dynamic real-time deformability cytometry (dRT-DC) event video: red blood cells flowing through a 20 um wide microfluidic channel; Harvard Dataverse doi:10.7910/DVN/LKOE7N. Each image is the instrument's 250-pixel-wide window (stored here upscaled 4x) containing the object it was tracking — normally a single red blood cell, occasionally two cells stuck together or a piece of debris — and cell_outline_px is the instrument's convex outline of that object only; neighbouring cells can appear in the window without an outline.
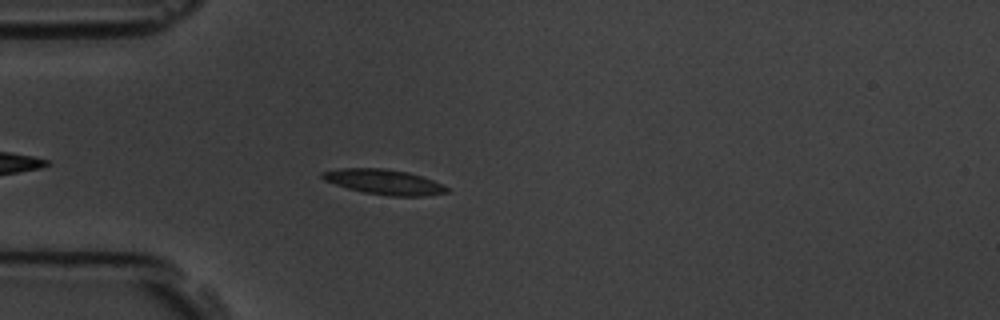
{"species": "common noctule bat (a hibernating species)", "species_latin": "Nyctalus noctula", "temperature_condition": "room temperature", "stored_images_in_passage": 5, "camera_frame_rate_fps": 3000, "um_per_image_px": 0.085, "animal": {"sex": "male", "body_mass_g": 19.5, "forearm_length_mm": 54.6}, "frame": {"image": 1, "passage_image": 5, "time_ms": 5.0, "image_size_px": [1000, 320], "cell_outline_px": [[448, 192], [428, 196], [388, 196], [364, 192], [348, 188], [324, 180], [320, 176], [320, 172], [340, 168], [388, 168], [408, 172], [432, 180], [448, 188]], "centroid_in_image_um": [32.62, 15.46], "position_along_channel_um": 52.4, "area_um2": 18.15}}